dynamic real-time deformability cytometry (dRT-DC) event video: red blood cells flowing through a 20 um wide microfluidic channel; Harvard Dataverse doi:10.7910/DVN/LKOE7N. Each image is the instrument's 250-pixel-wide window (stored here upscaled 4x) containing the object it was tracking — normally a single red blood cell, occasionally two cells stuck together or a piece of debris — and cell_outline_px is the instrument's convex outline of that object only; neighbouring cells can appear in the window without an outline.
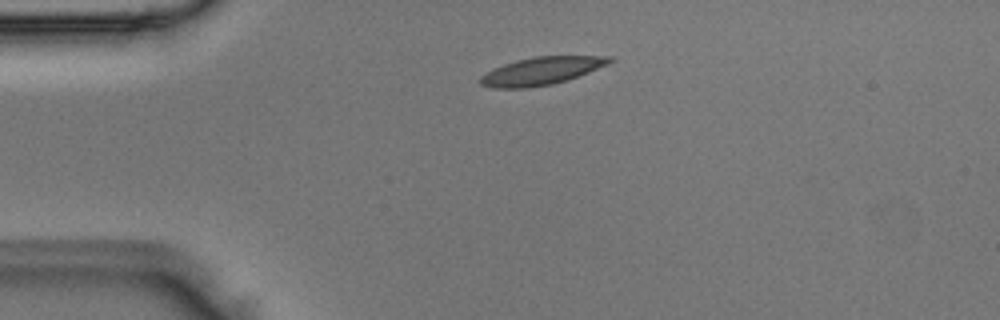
{"species": "Egyptian fruit bat (a non-hibernating species)", "species_latin": "Rousettus aegyptiacus", "temperature_condition": "room temperature", "stored_images_in_passage": 1, "camera_frame_rate_fps": 3000, "um_per_image_px": 0.085, "animal": {"sex": "male"}, "frame": {"image": 1, "passage_image": 1, "time_ms": 0.0, "image_size_px": [1000, 320], "cell_outline_px": [[616, 60], [608, 64], [568, 80], [552, 84], [524, 88], [492, 88], [480, 84], [476, 80], [480, 76], [504, 64], [516, 60], [536, 56], [612, 56]], "centroid_in_image_um": [46.02, 6.03], "position_along_channel_um": 39.0, "area_um2": 20.87}}